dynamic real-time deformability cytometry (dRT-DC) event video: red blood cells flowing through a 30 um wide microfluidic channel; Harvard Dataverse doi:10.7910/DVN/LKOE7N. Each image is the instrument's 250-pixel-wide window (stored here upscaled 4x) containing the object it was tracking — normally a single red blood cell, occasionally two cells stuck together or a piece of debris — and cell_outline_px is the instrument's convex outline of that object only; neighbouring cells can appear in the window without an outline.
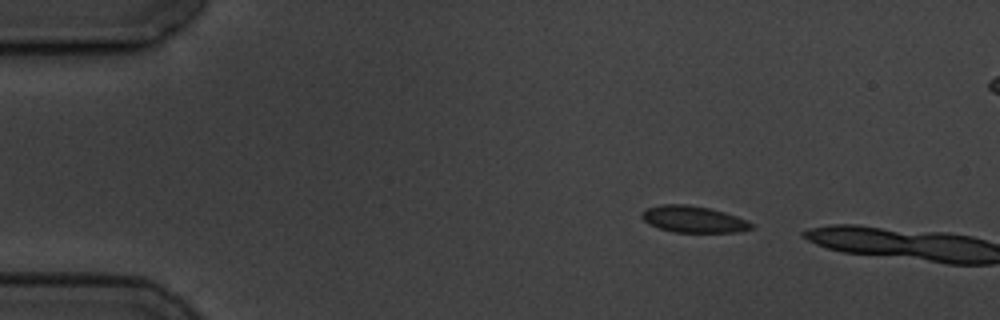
{"species": "common noctule bat (a hibernating species)", "species_latin": "Nyctalus noctula", "temperature_condition": "cold", "stored_images_in_passage": 2, "camera_frame_rate_fps": 3000, "um_per_image_px": 0.085, "animal": {"sex": "male", "body_mass_g": 19.5, "forearm_length_mm": 54.6}, "frame": {"image": 1, "passage_image": 1, "time_ms": 0.0, "image_size_px": [1000, 320], "cell_outline_px": [[756, 224], [752, 228], [740, 232], [672, 232], [648, 224], [640, 216], [648, 208], [660, 204], [688, 204], [708, 208], [724, 212], [748, 220]], "centroid_in_image_um": [58.98, 18.64], "position_along_channel_um": 26.0, "area_um2": 16.99}}